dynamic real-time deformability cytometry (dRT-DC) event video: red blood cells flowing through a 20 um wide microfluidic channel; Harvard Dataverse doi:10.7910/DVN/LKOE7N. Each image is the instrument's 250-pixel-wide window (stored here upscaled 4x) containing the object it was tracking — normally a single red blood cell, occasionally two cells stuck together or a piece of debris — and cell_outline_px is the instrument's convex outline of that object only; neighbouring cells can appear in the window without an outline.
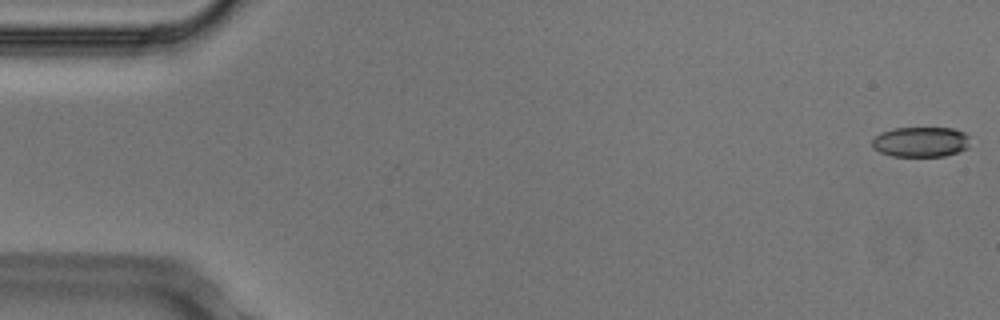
{"species": "Egyptian fruit bat (a non-hibernating species)", "species_latin": "Rousettus aegyptiacus", "temperature_condition": "cold", "stored_images_in_passage": 53, "camera_frame_rate_fps": 3000, "um_per_image_px": 0.085, "animal": {"sex": "male"}, "frame": {"image": 1, "passage_image": 1, "time_ms": 0.0, "image_size_px": [1000, 320], "cell_outline_px": [[968, 148], [960, 152], [944, 156], [892, 156], [880, 152], [872, 148], [872, 140], [880, 132], [892, 128], [952, 128], [964, 132], [968, 136]], "centroid_in_image_um": [78.25, 12.06], "position_along_channel_um": 6.8, "area_um2": 17.34}}
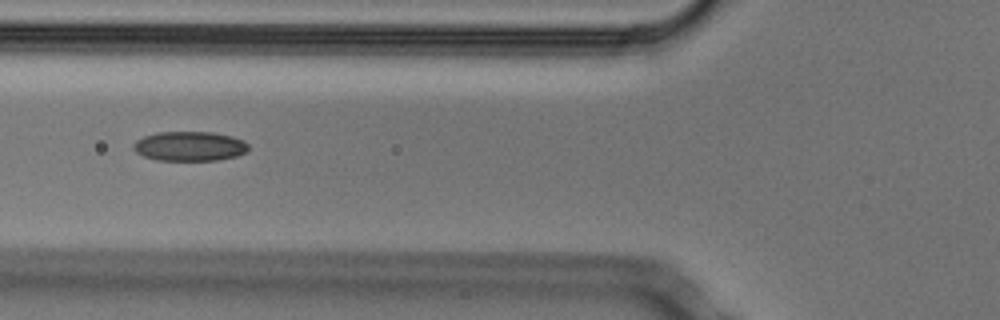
{"frame": {"image": 2, "passage_image": 20, "time_ms": 6.333, "image_size_px": [1000, 320], "cell_outline_px": [[248, 152], [236, 156], [216, 160], [156, 160], [144, 156], [136, 152], [132, 148], [132, 144], [136, 140], [144, 136], [156, 132], [212, 132], [232, 136], [244, 140], [248, 144]], "centroid_in_image_um": [16.11, 12.42], "position_along_channel_um": 109.7, "area_um2": 19.94}}
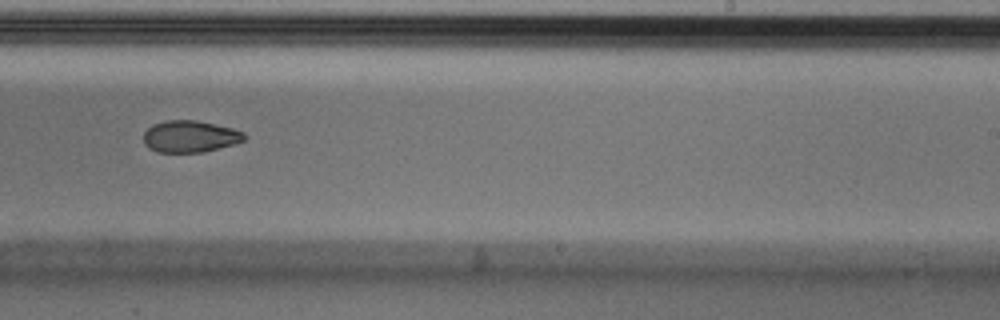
{"frame": {"image": 3, "passage_image": 33, "time_ms": 10.667, "image_size_px": [1000, 320], "cell_outline_px": [[248, 140], [204, 152], [156, 152], [148, 148], [144, 144], [144, 132], [152, 124], [164, 120], [196, 120], [232, 128], [244, 132], [248, 136]], "centroid_in_image_um": [16.17, 11.6], "position_along_channel_um": 272.8, "area_um2": 18.9}, "authors_computed_cell_mechanics": {"area_um2": 19.8832, "velocity_mm_per_s": 3.7674, "shape_relaxation_time_tau1_ms": 8.5594, "shape_relaxation_time_tau2_ms": 6.855, "deformation_change_tau1": 0.1497, "deformation_change_tau2": 0.1175}}